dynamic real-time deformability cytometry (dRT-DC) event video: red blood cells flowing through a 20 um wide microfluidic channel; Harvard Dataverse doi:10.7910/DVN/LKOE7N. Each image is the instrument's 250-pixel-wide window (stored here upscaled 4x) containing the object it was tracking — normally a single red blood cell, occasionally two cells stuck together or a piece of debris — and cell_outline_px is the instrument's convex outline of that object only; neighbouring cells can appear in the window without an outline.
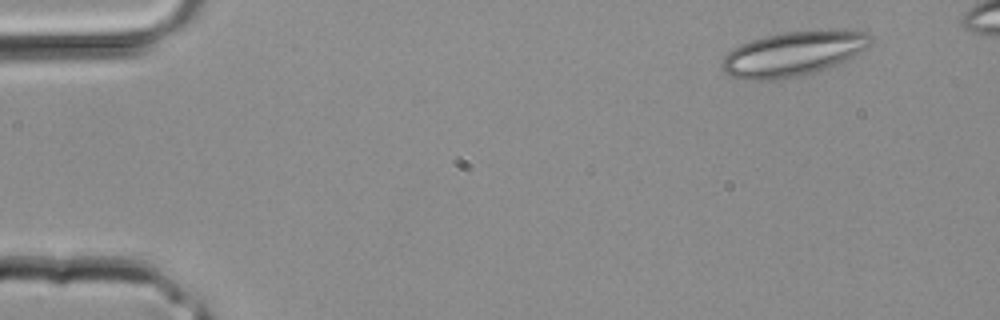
{"species": "common noctule bat (a hibernating species)", "species_latin": "Nyctalus noctula", "temperature_condition": "room temperature", "stored_images_in_passage": 3, "camera_frame_rate_fps": 3000, "um_per_image_px": 0.085, "animal": {"sex": "male", "body_mass_g": 20.4}, "frame": {"image": 1, "passage_image": 3, "time_ms": 0.667, "image_size_px": [1000, 320], "cell_outline_px": [[872, 44], [868, 48], [844, 60], [824, 68], [812, 72], [796, 76], [768, 80], [744, 80], [728, 76], [724, 72], [720, 64], [724, 56], [728, 52], [740, 44], [752, 40], [784, 32], [844, 28], [868, 32], [872, 36]], "centroid_in_image_um": [67.44, 4.54], "position_along_channel_um": 17.6, "area_um2": 38.73}}